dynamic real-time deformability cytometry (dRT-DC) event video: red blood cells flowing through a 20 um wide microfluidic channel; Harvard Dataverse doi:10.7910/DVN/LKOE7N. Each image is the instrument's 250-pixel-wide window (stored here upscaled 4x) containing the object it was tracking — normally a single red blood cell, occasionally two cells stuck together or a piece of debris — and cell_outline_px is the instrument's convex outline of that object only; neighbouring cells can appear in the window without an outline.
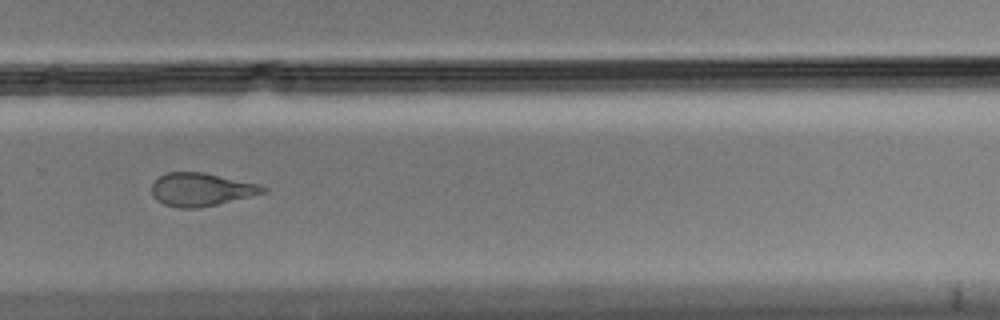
{"species": "Egyptian fruit bat (a non-hibernating species)", "species_latin": "Rousettus aegyptiacus", "temperature_condition": "cold", "stored_images_in_passage": 11, "camera_frame_rate_fps": 3000, "um_per_image_px": 0.085, "animal": {"sex": "male"}, "frame": {"image": 1, "passage_image": 11, "time_ms": 3.333, "image_size_px": [1000, 320], "cell_outline_px": [[268, 192], [216, 204], [196, 208], [180, 208], [164, 204], [156, 200], [152, 196], [152, 184], [160, 176], [168, 172], [204, 172], [260, 184], [268, 188]], "centroid_in_image_um": [17.11, 16.1], "position_along_channel_um": 312.7, "area_um2": 21.44}}